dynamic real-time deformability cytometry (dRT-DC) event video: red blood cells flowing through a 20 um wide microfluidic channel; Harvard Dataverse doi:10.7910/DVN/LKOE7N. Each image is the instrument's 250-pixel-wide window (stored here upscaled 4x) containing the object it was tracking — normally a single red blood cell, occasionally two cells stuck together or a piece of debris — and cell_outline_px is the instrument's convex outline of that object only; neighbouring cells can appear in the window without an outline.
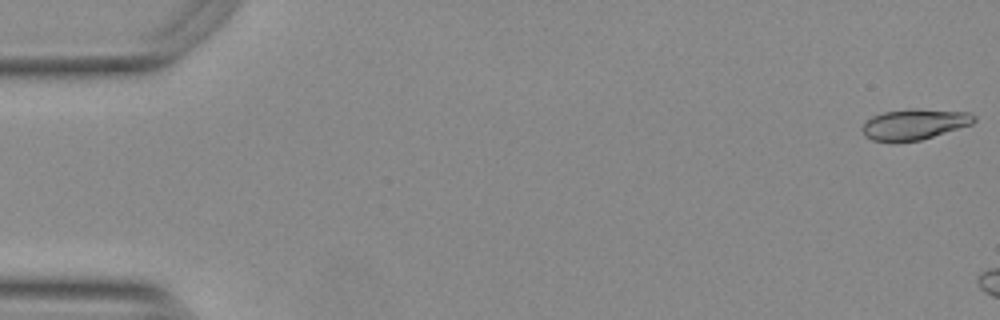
{"species": "Egyptian fruit bat (a non-hibernating species)", "species_latin": "Rousettus aegyptiacus", "temperature_condition": "warm", "stored_images_in_passage": 7, "camera_frame_rate_fps": 3000, "um_per_image_px": 0.085, "animal": {"sex": "female"}, "frame": {"image": 1, "passage_image": 1, "time_ms": 0.0, "image_size_px": [1000, 320], "cell_outline_px": [[976, 120], [972, 124], [920, 140], [892, 144], [872, 140], [864, 136], [860, 128], [872, 116], [884, 112], [912, 108], [916, 108], [968, 112], [976, 116]], "centroid_in_image_um": [77.68, 10.58], "position_along_channel_um": 7.3, "area_um2": 20.4}}